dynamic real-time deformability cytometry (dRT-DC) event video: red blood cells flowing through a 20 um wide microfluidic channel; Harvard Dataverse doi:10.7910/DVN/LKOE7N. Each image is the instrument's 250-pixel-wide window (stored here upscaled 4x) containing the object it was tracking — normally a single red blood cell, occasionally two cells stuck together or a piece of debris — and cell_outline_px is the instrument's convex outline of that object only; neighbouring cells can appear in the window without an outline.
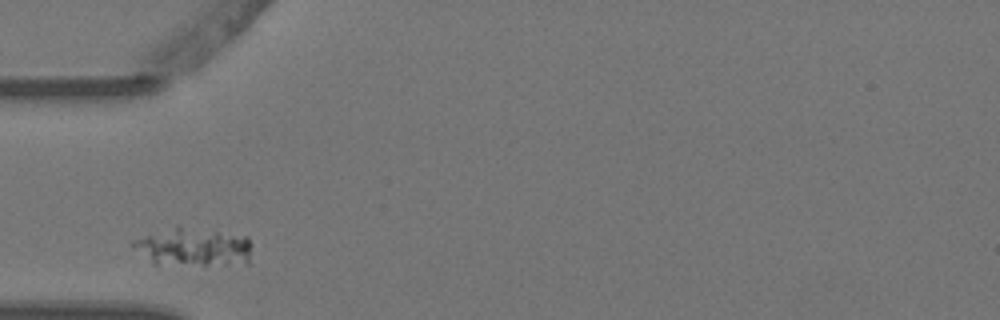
{"species": "Egyptian fruit bat (a non-hibernating species)", "species_latin": "Rousettus aegyptiacus", "temperature_condition": "warm", "stored_images_in_passage": 1, "camera_frame_rate_fps": 3000, "um_per_image_px": 0.085, "animal": {"sex": "female"}, "frame": {"image": 1, "passage_image": 1, "time_ms": 0.0, "image_size_px": [1000, 320], "cell_outline_px": [[252, 244], [248, 264], [152, 264], [128, 244], [132, 240], [176, 224], [180, 224], [248, 236]], "centroid_in_image_um": [16.42, 20.95], "position_along_channel_um": 68.6, "area_um2": 27.34}}